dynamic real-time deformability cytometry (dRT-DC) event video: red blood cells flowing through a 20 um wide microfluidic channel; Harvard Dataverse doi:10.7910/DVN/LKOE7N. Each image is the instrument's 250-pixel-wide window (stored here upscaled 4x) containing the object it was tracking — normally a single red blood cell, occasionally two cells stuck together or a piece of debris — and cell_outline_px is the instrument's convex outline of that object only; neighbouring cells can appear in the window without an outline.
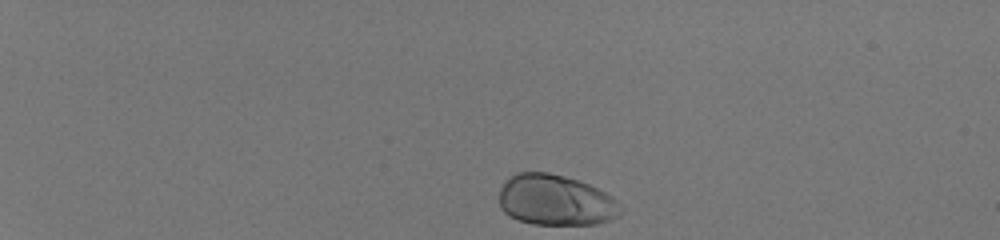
{"species": "human", "species_latin": "Homo sapiens", "temperature_condition": "room temperature", "stored_images_in_passage": 39, "camera_frame_rate_fps": 3000, "um_per_image_px": 0.085, "donor": {"sex": "male"}, "frame": {"image": 1, "passage_image": 1, "time_ms": 0.0, "image_size_px": [1000, 240], "cell_outline_px": [[624, 212], [620, 216], [596, 224], [532, 224], [508, 216], [500, 208], [500, 188], [516, 172], [548, 172], [564, 176], [588, 184], [612, 196], [616, 200]], "centroid_in_image_um": [47.24, 17.02], "position_along_channel_um": 37.8, "area_um2": 35.84}}
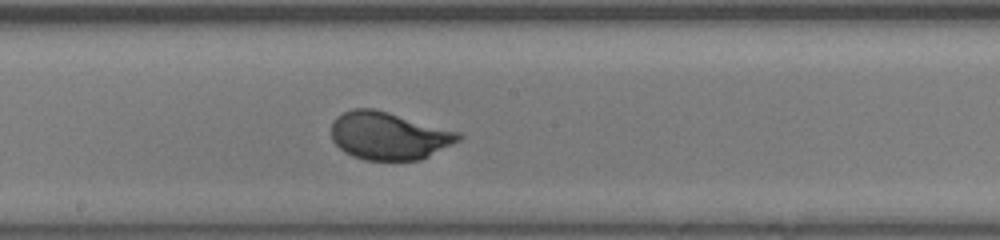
{"frame": {"image": 2, "passage_image": 22, "time_ms": 7.0, "image_size_px": [1000, 240], "cell_outline_px": [[464, 136], [460, 140], [420, 160], [364, 160], [352, 156], [344, 152], [332, 140], [332, 120], [336, 116], [352, 108], [372, 108], [388, 112], [460, 132]], "centroid_in_image_um": [33.03, 11.54], "position_along_channel_um": 215.2, "area_um2": 35.32}}
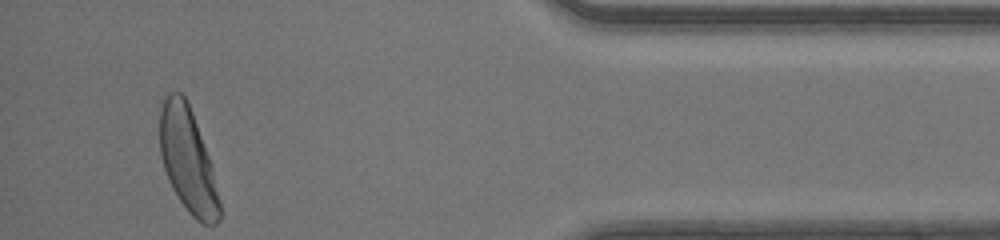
{"frame": {"image": 3, "passage_image": 39, "time_ms": 12.667, "image_size_px": [1000, 240], "cell_outline_px": [[220, 220], [216, 224], [204, 224], [196, 220], [188, 212], [172, 188], [168, 180], [164, 168], [160, 152], [160, 108], [164, 92], [180, 92], [184, 96], [192, 112], [212, 164], [220, 200]], "centroid_in_image_um": [15.96, 13.6], "position_along_channel_um": 419.2, "area_um2": 36.53}, "authors_computed_cell_mechanics": {"area_um2": 35.0268, "velocity_mm_per_s": 4.1751, "shape_relaxation_time_tau1_ms": 2.1085, "shape_relaxation_time_tau2_ms": null, "deformation_change_tau1": 0.1451, "deformation_change_tau2": null}}